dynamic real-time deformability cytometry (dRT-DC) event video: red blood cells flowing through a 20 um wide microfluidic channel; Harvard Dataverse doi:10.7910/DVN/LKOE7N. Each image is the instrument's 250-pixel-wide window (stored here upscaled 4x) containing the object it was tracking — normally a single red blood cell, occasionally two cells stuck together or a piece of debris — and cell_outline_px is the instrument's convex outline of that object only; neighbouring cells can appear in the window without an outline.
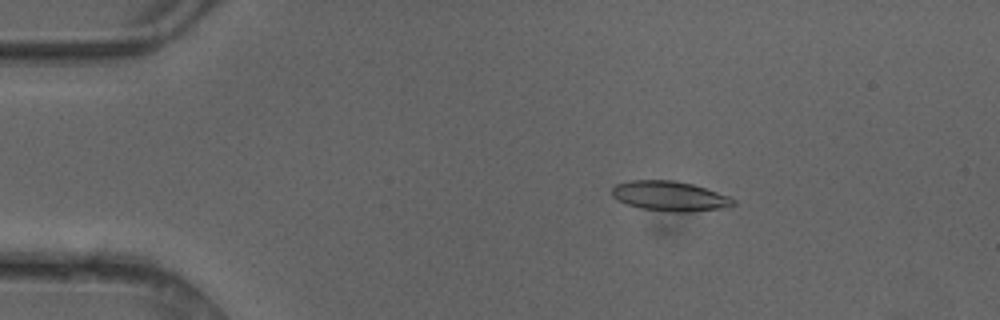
{"species": "common noctule bat (a hibernating species)", "species_latin": "Nyctalus noctula", "temperature_condition": "cold", "stored_images_in_passage": 5, "camera_frame_rate_fps": 3000, "um_per_image_px": 0.085, "animal": {"sex": "female"}, "frame": {"image": 1, "passage_image": 3, "time_ms": 0.667, "image_size_px": [1000, 320], "cell_outline_px": [[736, 204], [724, 208], [692, 212], [668, 212], [640, 208], [628, 204], [612, 196], [612, 188], [616, 184], [628, 180], [672, 180], [692, 184], [728, 196], [736, 200]], "centroid_in_image_um": [56.94, 16.67], "position_along_channel_um": 28.1, "area_um2": 21.1}}
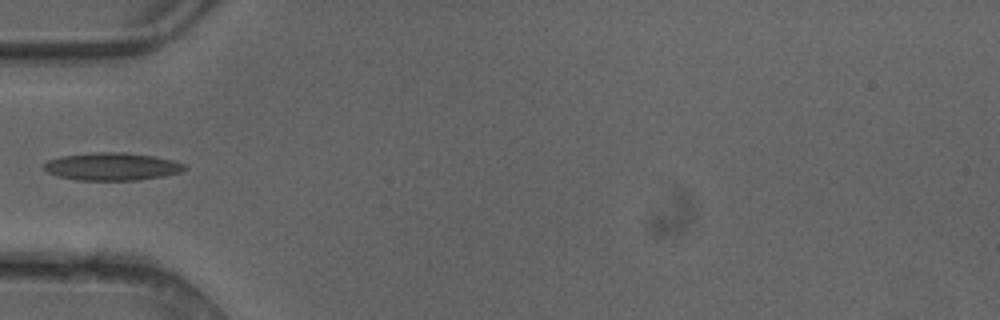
{"frame": {"image": 2, "passage_image": 5, "time_ms": 1.333, "image_size_px": [1000, 320], "cell_outline_px": [[188, 168], [180, 172], [164, 176], [140, 180], [76, 180], [56, 176], [40, 168], [48, 160], [60, 156], [92, 152], [124, 152], [156, 156], [176, 160], [184, 164]], "centroid_in_image_um": [9.52, 14.15], "position_along_channel_um": 75.5, "area_um2": 23.12}}